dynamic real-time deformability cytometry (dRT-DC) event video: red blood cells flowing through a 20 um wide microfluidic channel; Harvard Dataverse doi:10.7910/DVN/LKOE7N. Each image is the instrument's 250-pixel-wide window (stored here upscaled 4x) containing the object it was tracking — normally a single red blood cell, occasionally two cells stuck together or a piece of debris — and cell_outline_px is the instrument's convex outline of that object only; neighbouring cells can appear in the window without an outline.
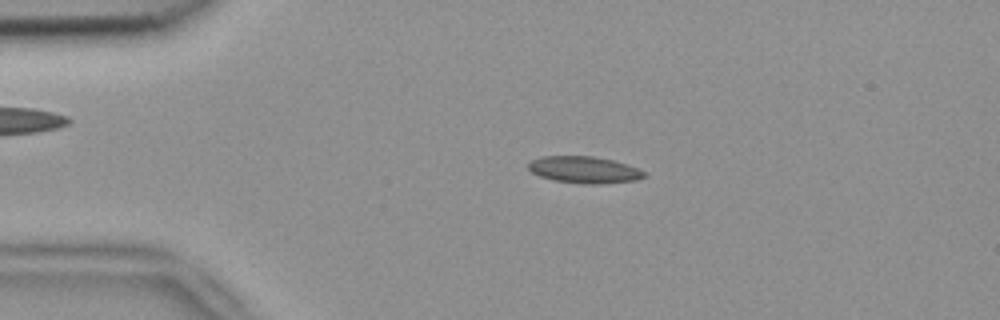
{"species": "common noctule bat (a hibernating species)", "species_latin": "Nyctalus noctula", "temperature_condition": "room temperature", "stored_images_in_passage": 52, "camera_frame_rate_fps": 3000, "um_per_image_px": 0.085, "animal": {"sex": "female", "body_mass_g": 18.4}, "frame": {"image": 1, "passage_image": 11, "time_ms": 3.333, "image_size_px": [1000, 320], "cell_outline_px": [[648, 172], [644, 176], [636, 180], [600, 184], [588, 184], [556, 180], [540, 176], [532, 172], [528, 168], [528, 164], [532, 160], [540, 156], [592, 156], [612, 160]], "centroid_in_image_um": [49.65, 14.42], "position_along_channel_um": 35.4, "area_um2": 17.8}}
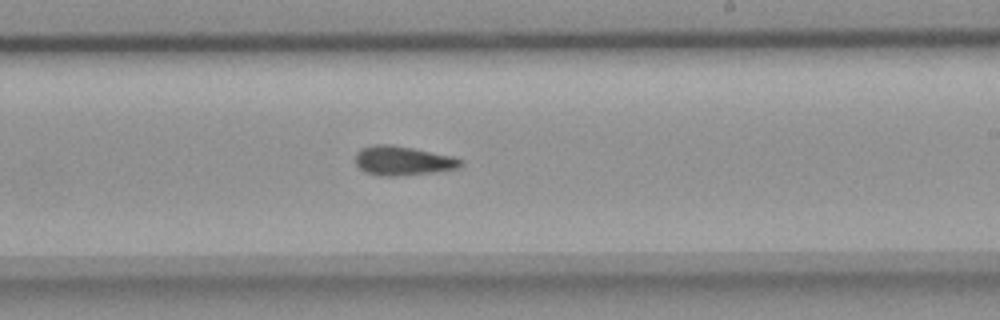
{"frame": {"image": 2, "passage_image": 31, "time_ms": 10.0, "image_size_px": [1000, 320], "cell_outline_px": [[464, 164], [460, 168], [436, 172], [396, 176], [380, 176], [364, 172], [356, 164], [356, 152], [360, 148], [376, 144], [392, 144], [452, 156], [464, 160]], "centroid_in_image_um": [34.26, 13.66], "position_along_channel_um": 254.7, "area_um2": 18.15}}
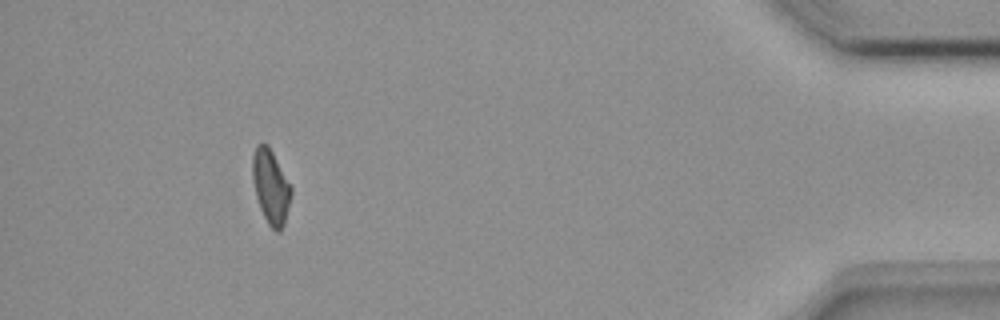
{"frame": {"image": 3, "passage_image": 48, "time_ms": 15.667, "image_size_px": [1000, 320], "cell_outline_px": [[292, 192], [284, 224], [280, 232], [276, 232], [268, 224], [260, 208], [256, 196], [252, 180], [252, 156], [256, 144], [260, 140], [268, 144], [292, 188]], "centroid_in_image_um": [22.99, 15.83], "position_along_channel_um": 412.2, "area_um2": 16.82}, "authors_computed_cell_mechanics": {"area_um2": 17.3978, "velocity_mm_per_s": 3.863, "shape_relaxation_time_tau1_ms": null, "shape_relaxation_time_tau2_ms": 2.2298, "deformation_change_tau1": null, "deformation_change_tau2": 0.0795}}